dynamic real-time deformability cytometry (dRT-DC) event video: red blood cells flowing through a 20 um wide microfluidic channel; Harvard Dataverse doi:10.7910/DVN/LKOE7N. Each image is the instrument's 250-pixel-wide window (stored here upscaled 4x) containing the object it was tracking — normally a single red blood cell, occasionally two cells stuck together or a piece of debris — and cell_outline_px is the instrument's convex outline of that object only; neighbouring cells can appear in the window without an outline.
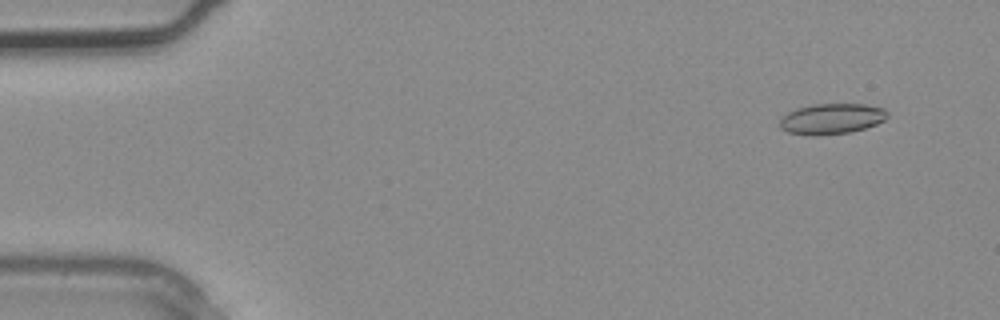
{"species": "common noctule bat (a hibernating species)", "species_latin": "Nyctalus noctula", "temperature_condition": "warm", "stored_images_in_passage": 3, "camera_frame_rate_fps": 3000, "um_per_image_px": 0.085, "animal": {"sex": "male", "body_mass_g": 20.4}, "frame": {"image": 1, "passage_image": 1, "time_ms": 0.0, "image_size_px": [1000, 320], "cell_outline_px": [[888, 116], [884, 120], [876, 124], [864, 128], [848, 132], [816, 136], [808, 136], [788, 132], [780, 128], [780, 120], [788, 112], [796, 108], [816, 104], [864, 104], [884, 108], [888, 112]], "centroid_in_image_um": [70.68, 10.1], "position_along_channel_um": 14.3, "area_um2": 19.19}}
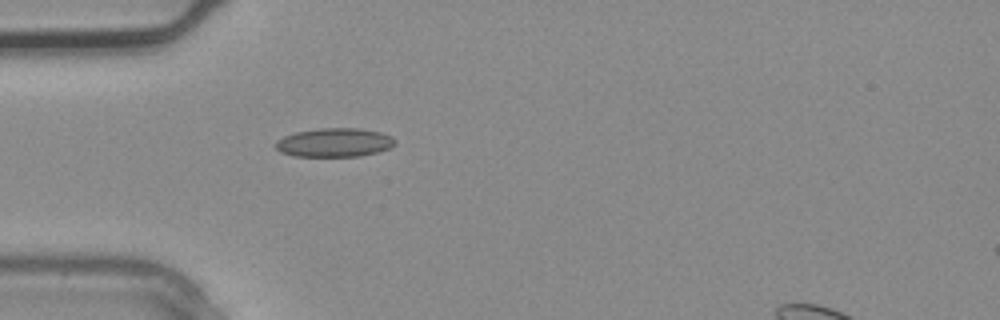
{"frame": {"image": 2, "passage_image": 3, "time_ms": 0.667, "image_size_px": [1000, 320], "cell_outline_px": [[396, 144], [392, 148], [360, 156], [292, 156], [280, 152], [276, 148], [276, 140], [284, 136], [296, 132], [320, 128], [360, 128], [380, 132], [392, 136], [396, 140]], "centroid_in_image_um": [28.45, 12.11], "position_along_channel_um": 56.5, "area_um2": 20.17}}